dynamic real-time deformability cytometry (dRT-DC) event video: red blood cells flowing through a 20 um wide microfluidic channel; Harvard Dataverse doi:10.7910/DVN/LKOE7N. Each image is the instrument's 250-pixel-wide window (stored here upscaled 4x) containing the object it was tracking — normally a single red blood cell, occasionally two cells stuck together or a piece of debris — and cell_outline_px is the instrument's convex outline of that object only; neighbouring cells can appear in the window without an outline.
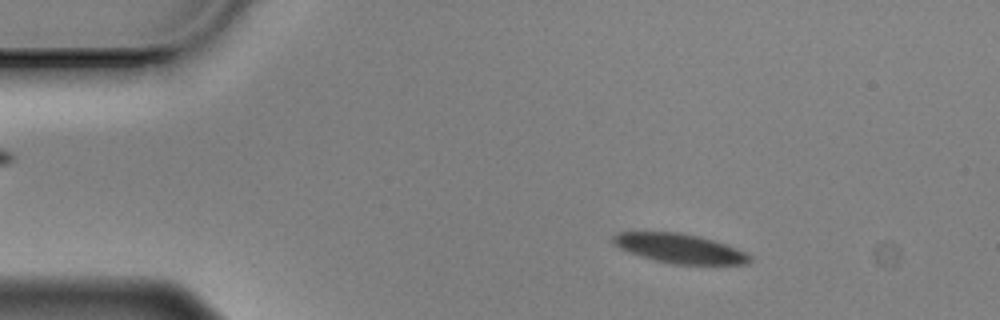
{"species": "Egyptian fruit bat (a non-hibernating species)", "species_latin": "Rousettus aegyptiacus", "temperature_condition": "cold", "stored_images_in_passage": 56, "camera_frame_rate_fps": 3000, "um_per_image_px": 0.085, "animal": {"sex": "male"}, "frame": {"image": 1, "passage_image": 8, "time_ms": 2.333, "image_size_px": [1000, 320], "cell_outline_px": [[752, 260], [748, 264], [672, 264], [652, 260], [628, 252], [612, 244], [612, 236], [616, 232], [676, 232], [696, 236], [712, 240], [724, 244], [744, 252], [752, 256]], "centroid_in_image_um": [57.71, 21.12], "position_along_channel_um": 27.3, "area_um2": 23.29}}
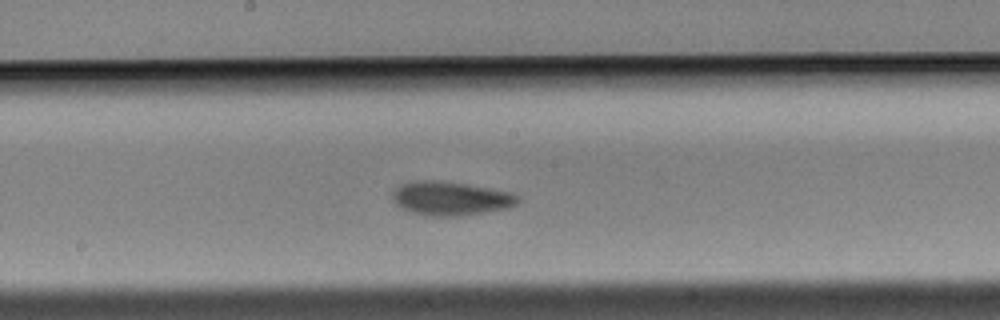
{"frame": {"image": 2, "passage_image": 29, "time_ms": 9.333, "image_size_px": [1000, 320], "cell_outline_px": [[520, 200], [516, 204], [508, 208], [456, 216], [436, 216], [412, 212], [400, 208], [392, 200], [392, 192], [400, 184], [416, 180], [444, 180], [488, 188], [508, 192], [520, 196]], "centroid_in_image_um": [38.26, 16.85], "position_along_channel_um": 209.9, "area_um2": 24.62}}
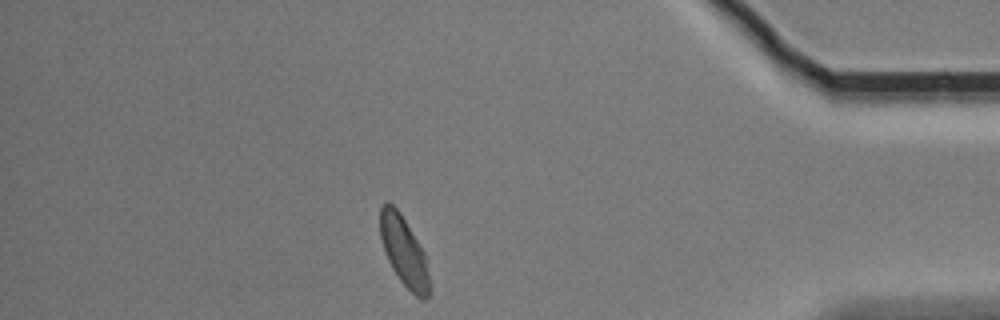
{"frame": {"image": 3, "passage_image": 49, "time_ms": 16.0, "image_size_px": [1000, 320], "cell_outline_px": [[432, 284], [428, 296], [424, 300], [420, 300], [400, 280], [392, 268], [388, 260], [380, 236], [380, 204], [388, 200], [400, 212], [424, 252], [428, 260]], "centroid_in_image_um": [34.38, 21.39], "position_along_channel_um": 400.8, "area_um2": 20.35}, "authors_computed_cell_mechanics": {"area_um2": 23.4379, "velocity_mm_per_s": 3.4563, "shape_relaxation_time_tau1_ms": 4.3767, "shape_relaxation_time_tau2_ms": 3.2892, "deformation_change_tau1": 0.1051, "deformation_change_tau2": 0.0711}}